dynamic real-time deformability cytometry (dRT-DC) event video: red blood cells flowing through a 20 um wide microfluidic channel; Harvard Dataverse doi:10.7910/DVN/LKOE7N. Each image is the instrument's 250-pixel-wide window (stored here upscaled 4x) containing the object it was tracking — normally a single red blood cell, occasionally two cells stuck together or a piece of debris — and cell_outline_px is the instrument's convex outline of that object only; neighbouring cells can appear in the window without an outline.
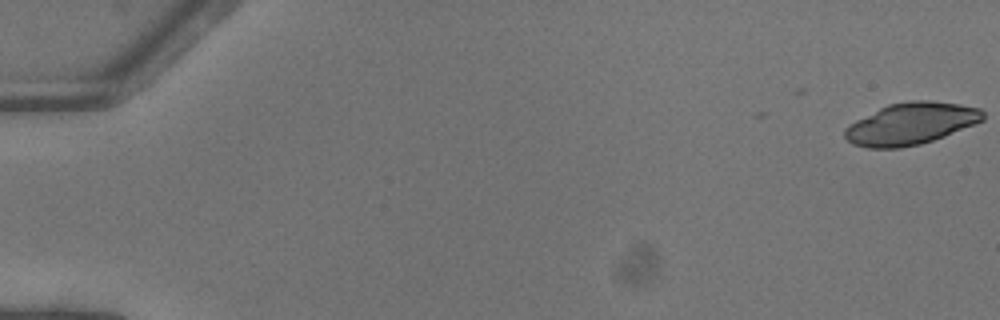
{"species": "common noctule bat (a hibernating species)", "species_latin": "Nyctalus noctula", "temperature_condition": "warm", "stored_images_in_passage": 6, "camera_frame_rate_fps": 3000, "um_per_image_px": 0.085, "animal": {"sex": "female"}, "frame": {"image": 1, "passage_image": 1, "time_ms": 0.0, "image_size_px": [1000, 320], "cell_outline_px": [[984, 120], [976, 124], [944, 136], [920, 144], [900, 148], [868, 148], [852, 144], [844, 136], [844, 128], [848, 124], [888, 104], [908, 100], [932, 100], [960, 104], [980, 108], [984, 112]], "centroid_in_image_um": [77.43, 10.5], "position_along_channel_um": 7.6, "area_um2": 33.87}}